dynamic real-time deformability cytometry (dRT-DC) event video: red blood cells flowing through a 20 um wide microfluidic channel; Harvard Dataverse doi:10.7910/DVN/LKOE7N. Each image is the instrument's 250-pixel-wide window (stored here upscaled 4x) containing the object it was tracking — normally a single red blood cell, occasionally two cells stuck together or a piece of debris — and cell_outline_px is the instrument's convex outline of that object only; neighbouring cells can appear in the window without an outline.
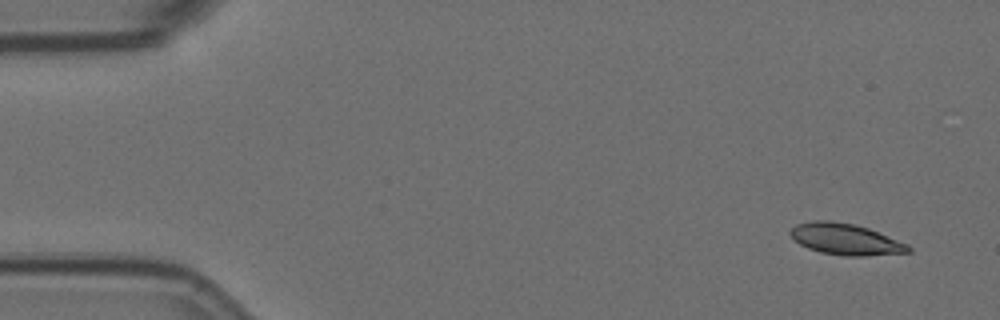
{"species": "Egyptian fruit bat (a non-hibernating species)", "species_latin": "Rousettus aegyptiacus", "temperature_condition": "room temperature", "stored_images_in_passage": 4, "camera_frame_rate_fps": 3000, "um_per_image_px": 0.085, "animal": {"sex": "female"}, "frame": {"image": 1, "passage_image": 1, "time_ms": 0.0, "image_size_px": [1000, 320], "cell_outline_px": [[912, 252], [864, 256], [844, 256], [820, 252], [808, 248], [800, 244], [788, 232], [796, 224], [812, 220], [828, 220], [852, 224], [868, 228], [908, 244], [912, 248]], "centroid_in_image_um": [71.88, 20.34], "position_along_channel_um": 13.1, "area_um2": 21.44}}
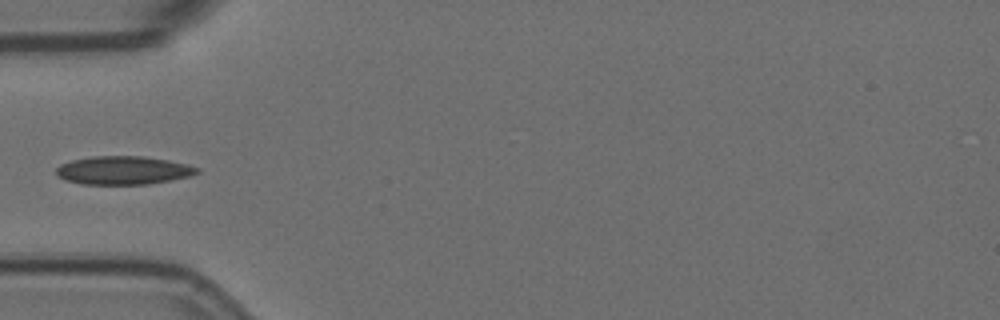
{"frame": {"image": 2, "passage_image": 4, "time_ms": 1.0, "image_size_px": [1000, 320], "cell_outline_px": [[200, 172], [188, 176], [148, 184], [80, 184], [64, 180], [56, 176], [56, 168], [60, 164], [72, 160], [92, 156], [144, 156], [168, 160], [188, 164], [200, 168]], "centroid_in_image_um": [10.44, 14.47], "position_along_channel_um": 74.6, "area_um2": 23.35}}